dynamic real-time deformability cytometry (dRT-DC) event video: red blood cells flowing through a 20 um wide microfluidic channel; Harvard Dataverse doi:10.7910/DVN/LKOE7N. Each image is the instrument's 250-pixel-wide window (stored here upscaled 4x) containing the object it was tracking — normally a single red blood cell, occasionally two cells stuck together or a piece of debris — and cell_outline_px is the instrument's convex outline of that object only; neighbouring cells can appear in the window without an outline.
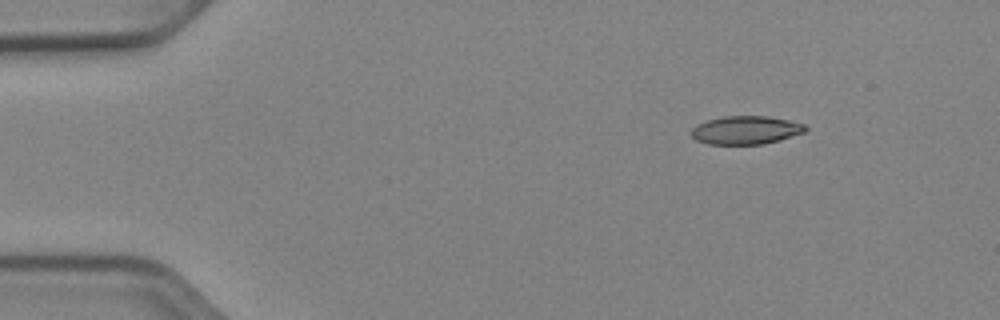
{"species": "Egyptian fruit bat (a non-hibernating species)", "species_latin": "Rousettus aegyptiacus", "temperature_condition": "cold", "stored_images_in_passage": 46, "camera_frame_rate_fps": 3000, "um_per_image_px": 0.085, "animal": {"sex": "female"}, "frame": {"image": 1, "passage_image": 1, "time_ms": 0.0, "image_size_px": [1000, 320], "cell_outline_px": [[808, 128], [804, 132], [780, 140], [764, 144], [708, 144], [696, 140], [692, 136], [692, 128], [696, 124], [708, 120], [724, 116], [768, 116], [788, 120], [804, 124]], "centroid_in_image_um": [63.39, 11.06], "position_along_channel_um": 21.6, "area_um2": 18.79}}
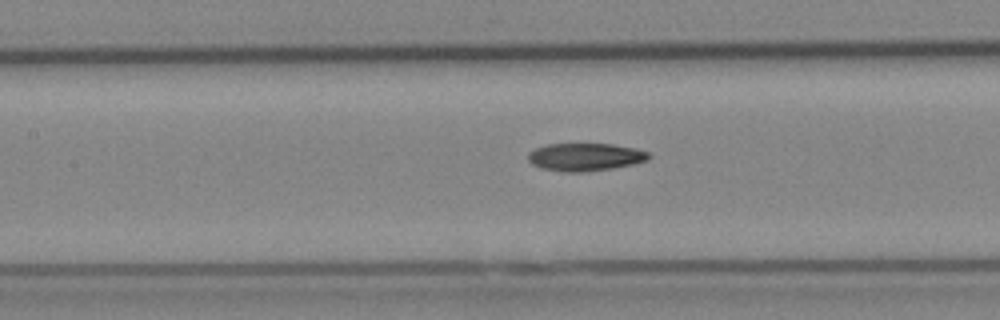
{"frame": {"image": 2, "passage_image": 18, "time_ms": 5.667, "image_size_px": [1000, 320], "cell_outline_px": [[652, 156], [648, 160], [632, 164], [612, 168], [584, 172], [564, 172], [540, 168], [532, 164], [528, 160], [528, 152], [536, 148], [548, 144], [612, 144], [636, 148], [648, 152]], "centroid_in_image_um": [49.74, 13.34], "position_along_channel_um": 157.7, "area_um2": 19.59}}
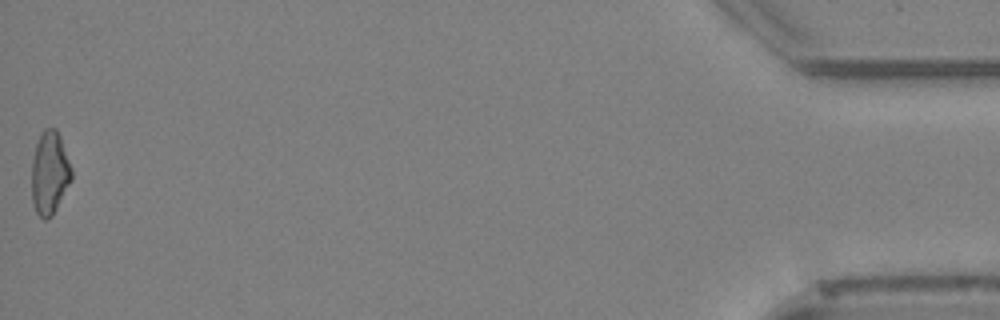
{"frame": {"image": 3, "passage_image": 46, "time_ms": 15.0, "image_size_px": [1000, 320], "cell_outline_px": [[72, 180], [52, 216], [44, 220], [36, 212], [32, 204], [32, 160], [36, 144], [40, 132], [44, 128], [56, 128], [60, 136], [72, 168]], "centroid_in_image_um": [4.22, 14.69], "position_along_channel_um": 431.0, "area_um2": 19.48}, "authors_computed_cell_mechanics": {"area_um2": 19.3919, "velocity_mm_per_s": 3.9627, "shape_relaxation_time_tau1_ms": 9.3766, "shape_relaxation_time_tau2_ms": 8.9101, "deformation_change_tau1": 0.1846, "deformation_change_tau2": 0.1868}}